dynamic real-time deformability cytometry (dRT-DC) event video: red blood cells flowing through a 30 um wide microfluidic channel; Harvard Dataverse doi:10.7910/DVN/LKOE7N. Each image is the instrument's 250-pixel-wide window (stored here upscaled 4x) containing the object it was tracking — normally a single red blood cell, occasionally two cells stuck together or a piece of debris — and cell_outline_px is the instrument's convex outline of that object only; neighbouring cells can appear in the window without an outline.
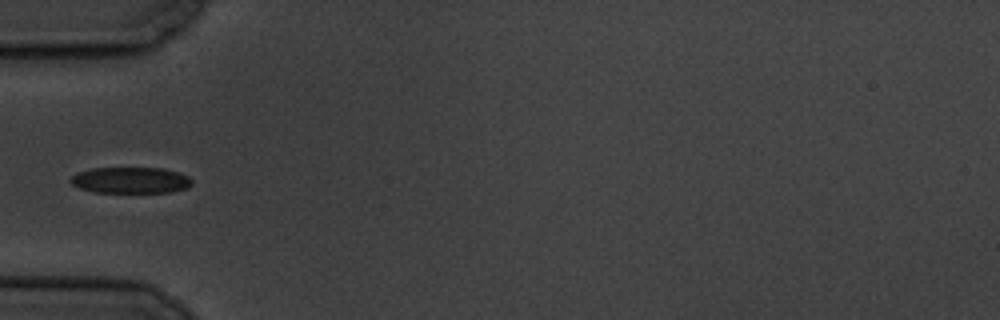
{"species": "common noctule bat (a hibernating species)", "species_latin": "Nyctalus noctula", "temperature_condition": "cold", "stored_images_in_passage": 10, "camera_frame_rate_fps": 3000, "um_per_image_px": 0.085, "animal": {"sex": "male", "body_mass_g": 19.5, "forearm_length_mm": 54.6}, "frame": {"image": 1, "passage_image": 5, "time_ms": 4.333, "image_size_px": [1000, 320], "cell_outline_px": [[192, 184], [188, 188], [172, 192], [92, 192], [80, 188], [72, 184], [68, 180], [72, 176], [80, 172], [92, 168], [164, 168], [180, 172], [188, 176], [192, 180]], "centroid_in_image_um": [11.14, 15.32], "position_along_channel_um": 73.9, "area_um2": 18.61}}
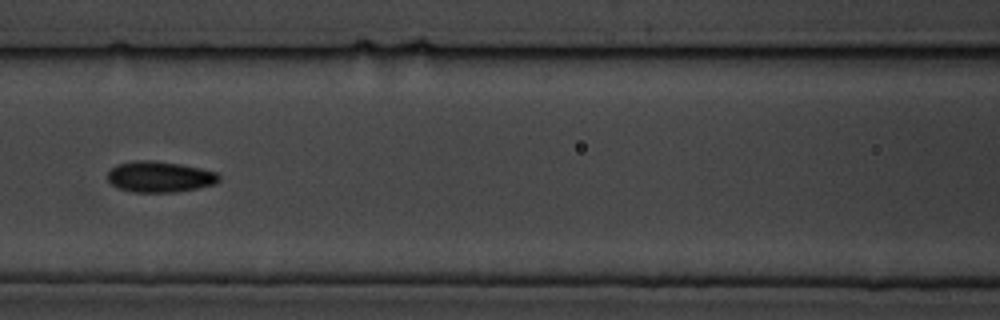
{"frame": {"image": 2, "passage_image": 7, "time_ms": 6.667, "image_size_px": [1000, 320], "cell_outline_px": [[220, 180], [216, 184], [176, 192], [132, 192], [116, 188], [108, 180], [108, 172], [116, 164], [136, 160], [152, 160], [180, 164], [200, 168], [216, 172], [220, 176]], "centroid_in_image_um": [13.56, 15.03], "position_along_channel_um": 153.0, "area_um2": 20.17}}
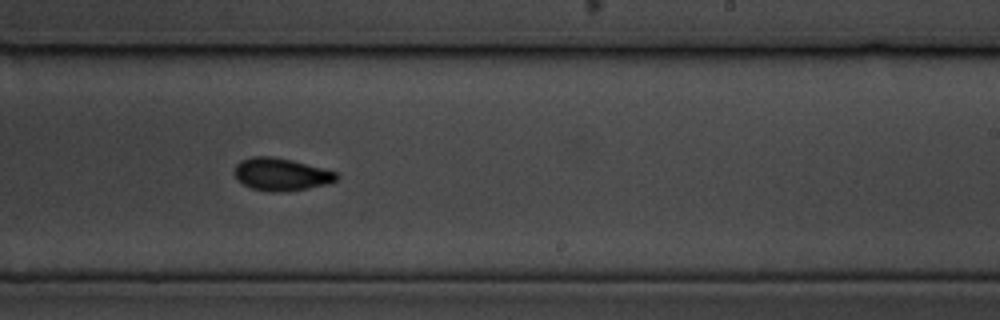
{"frame": {"image": 3, "passage_image": 10, "time_ms": 10.0, "image_size_px": [1000, 320], "cell_outline_px": [[340, 176], [336, 180], [328, 184], [308, 188], [276, 192], [268, 192], [252, 188], [244, 184], [232, 172], [236, 164], [240, 160], [252, 156], [272, 156], [336, 172]], "centroid_in_image_um": [23.86, 14.82], "position_along_channel_um": 265.1, "area_um2": 19.07}}